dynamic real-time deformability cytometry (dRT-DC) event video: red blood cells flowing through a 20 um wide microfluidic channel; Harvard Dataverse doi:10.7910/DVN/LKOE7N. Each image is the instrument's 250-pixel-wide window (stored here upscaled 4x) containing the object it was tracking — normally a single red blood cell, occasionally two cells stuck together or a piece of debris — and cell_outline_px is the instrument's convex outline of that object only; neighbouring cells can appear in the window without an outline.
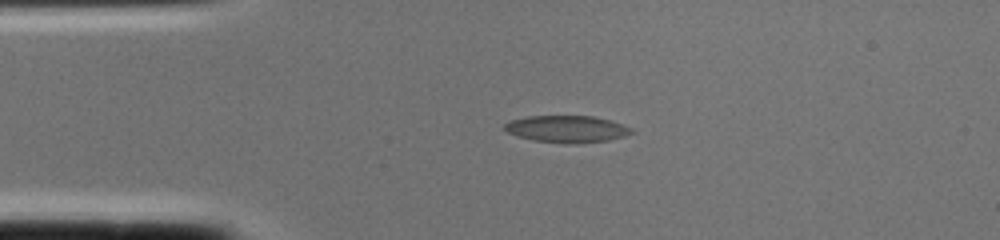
{"species": "common noctule bat (a hibernating species)", "species_latin": "Nyctalus noctula", "temperature_condition": "cold", "stored_images_in_passage": 1, "camera_frame_rate_fps": 3000, "um_per_image_px": 0.085, "animal": {"sex": "female", "body_mass_g": 22.0, "forearm_length_mm": 56.7}, "frame": {"image": 1, "passage_image": 1, "time_ms": 0.0, "image_size_px": [1000, 240], "cell_outline_px": [[636, 132], [624, 136], [608, 140], [576, 144], [572, 144], [532, 140], [516, 136], [508, 132], [504, 128], [504, 124], [508, 120], [528, 116], [592, 116], [608, 120], [632, 128]], "centroid_in_image_um": [48.15, 10.97], "position_along_channel_um": 36.8, "area_um2": 19.94}}